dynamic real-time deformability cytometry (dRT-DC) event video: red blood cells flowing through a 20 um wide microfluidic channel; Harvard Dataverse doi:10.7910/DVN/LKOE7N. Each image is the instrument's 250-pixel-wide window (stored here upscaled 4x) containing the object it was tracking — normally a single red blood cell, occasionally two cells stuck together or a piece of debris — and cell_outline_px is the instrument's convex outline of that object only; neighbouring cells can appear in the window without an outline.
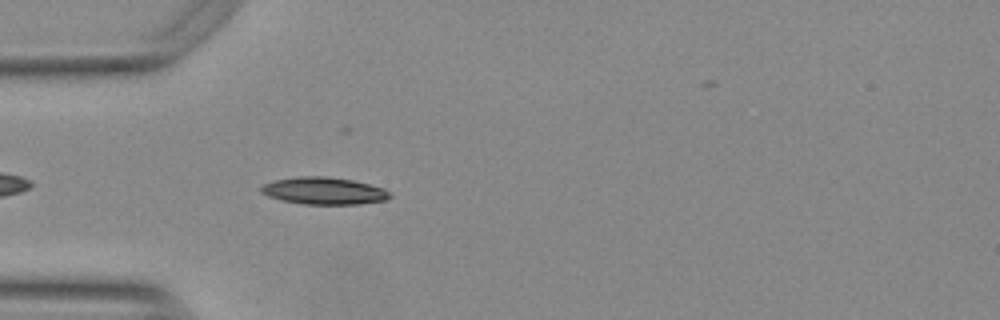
{"species": "Egyptian fruit bat (a non-hibernating species)", "species_latin": "Rousettus aegyptiacus", "temperature_condition": "warm", "stored_images_in_passage": 18, "camera_frame_rate_fps": 3000, "um_per_image_px": 0.085, "animal": {"sex": "female"}, "frame": {"image": 1, "passage_image": 5, "time_ms": 1.333, "image_size_px": [1000, 320], "cell_outline_px": [[392, 196], [388, 200], [356, 204], [304, 204], [280, 200], [268, 196], [260, 192], [260, 188], [264, 184], [276, 180], [300, 176], [328, 176], [352, 180], [384, 188]], "centroid_in_image_um": [27.53, 16.22], "position_along_channel_um": 57.5, "area_um2": 20.35}}
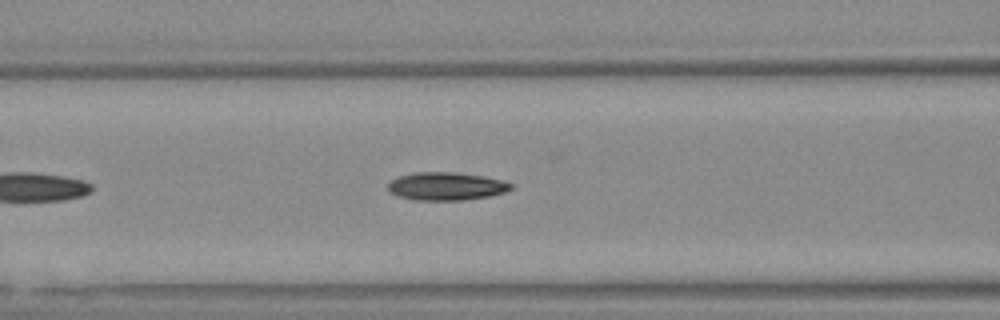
{"frame": {"image": 2, "passage_image": 11, "time_ms": 3.333, "image_size_px": [1000, 320], "cell_outline_px": [[512, 188], [504, 192], [488, 196], [464, 200], [416, 200], [396, 196], [388, 192], [388, 184], [392, 180], [400, 176], [416, 172], [456, 172], [484, 176], [504, 180], [512, 184]], "centroid_in_image_um": [37.92, 15.83], "position_along_channel_um": 128.7, "area_um2": 20.11}}
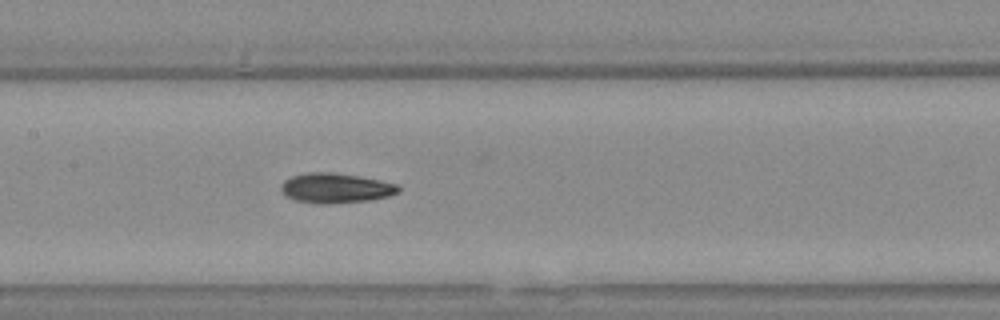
{"frame": {"image": 3, "passage_image": 15, "time_ms": 4.667, "image_size_px": [1000, 320], "cell_outline_px": [[400, 192], [388, 196], [368, 200], [328, 204], [324, 204], [296, 200], [288, 196], [280, 188], [280, 184], [284, 180], [292, 176], [308, 172], [332, 172], [380, 180], [396, 184], [400, 188]], "centroid_in_image_um": [28.53, 15.98], "position_along_channel_um": 178.9, "area_um2": 20.17}}